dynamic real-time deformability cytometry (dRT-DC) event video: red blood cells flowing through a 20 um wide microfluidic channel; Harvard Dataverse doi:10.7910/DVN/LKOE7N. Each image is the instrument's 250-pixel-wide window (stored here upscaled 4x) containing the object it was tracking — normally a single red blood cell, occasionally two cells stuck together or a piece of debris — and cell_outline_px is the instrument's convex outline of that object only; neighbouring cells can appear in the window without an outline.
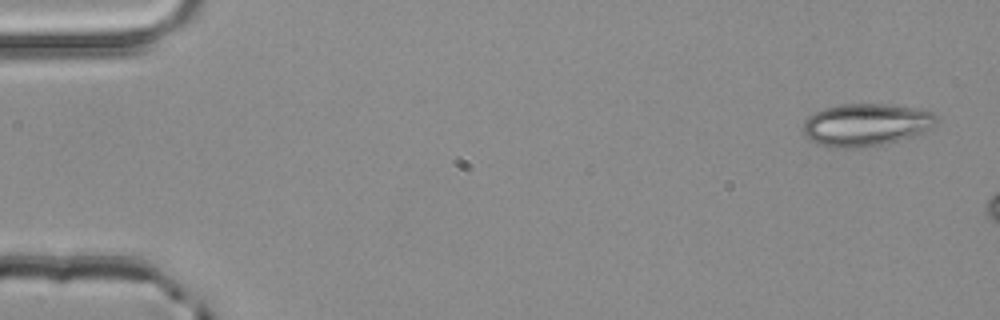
{"species": "common noctule bat (a hibernating species)", "species_latin": "Nyctalus noctula", "temperature_condition": "room temperature", "stored_images_in_passage": 3, "camera_frame_rate_fps": 3000, "um_per_image_px": 0.085, "animal": {"sex": "male", "body_mass_g": 20.4}, "frame": {"image": 1, "passage_image": 1, "time_ms": 0.0, "image_size_px": [1000, 320], "cell_outline_px": [[940, 120], [932, 128], [924, 132], [884, 144], [860, 148], [836, 148], [820, 144], [804, 136], [800, 128], [804, 120], [812, 112], [824, 108], [840, 104], [884, 104], [924, 108], [932, 112]], "centroid_in_image_um": [73.6, 10.59], "position_along_channel_um": 11.4, "area_um2": 33.58}}